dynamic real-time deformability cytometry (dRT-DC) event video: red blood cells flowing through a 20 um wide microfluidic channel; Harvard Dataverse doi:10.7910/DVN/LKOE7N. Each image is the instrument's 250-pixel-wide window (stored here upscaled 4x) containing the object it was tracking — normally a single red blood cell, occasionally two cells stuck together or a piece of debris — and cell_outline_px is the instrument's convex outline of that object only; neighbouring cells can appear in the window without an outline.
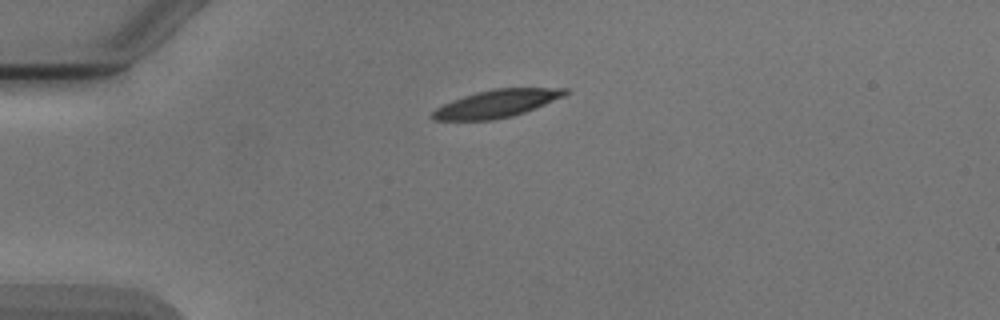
{"species": "Egyptian fruit bat (a non-hibernating species)", "species_latin": "Rousettus aegyptiacus", "temperature_condition": "cold", "stored_images_in_passage": 5, "camera_frame_rate_fps": 3000, "um_per_image_px": 0.085, "animal": {"sex": "male"}, "frame": {"image": 1, "passage_image": 1, "time_ms": 0.0, "image_size_px": [1000, 320], "cell_outline_px": [[568, 92], [564, 96], [524, 112], [512, 116], [492, 120], [432, 120], [428, 116], [436, 108], [452, 100], [476, 92], [492, 88], [568, 88]], "centroid_in_image_um": [42.16, 8.81], "position_along_channel_um": 42.8, "area_um2": 21.27}}
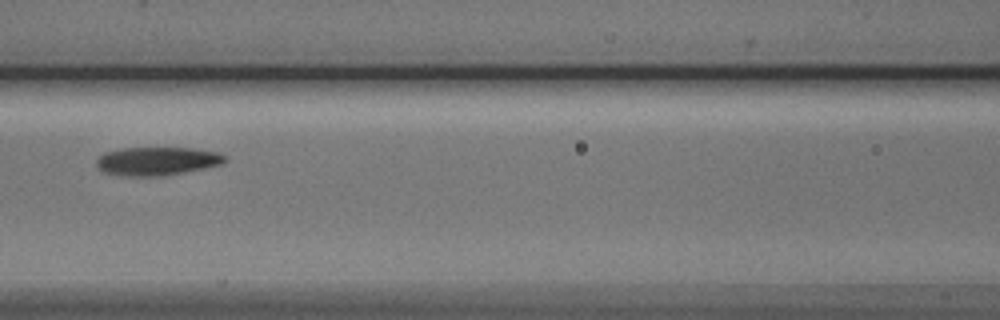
{"frame": {"image": 2, "passage_image": 4, "time_ms": 3.667, "image_size_px": [1000, 320], "cell_outline_px": [[228, 160], [220, 164], [204, 168], [160, 176], [128, 176], [104, 172], [96, 164], [96, 160], [104, 152], [124, 148], [192, 148], [220, 152], [228, 156]], "centroid_in_image_um": [13.39, 13.68], "position_along_channel_um": 153.2, "area_um2": 21.15}}
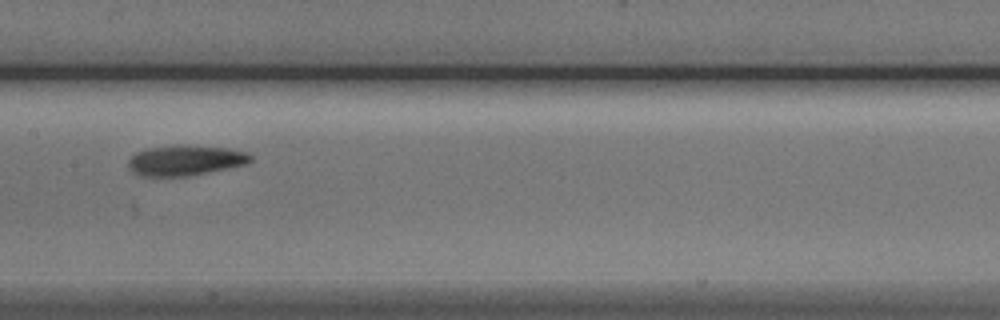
{"frame": {"image": 3, "passage_image": 5, "time_ms": 4.667, "image_size_px": [1000, 320], "cell_outline_px": [[252, 160], [248, 164], [188, 176], [140, 176], [132, 172], [128, 168], [128, 160], [136, 152], [144, 148], [176, 144], [188, 144], [228, 148], [244, 152], [252, 156]], "centroid_in_image_um": [15.72, 13.61], "position_along_channel_um": 191.7, "area_um2": 22.02}}